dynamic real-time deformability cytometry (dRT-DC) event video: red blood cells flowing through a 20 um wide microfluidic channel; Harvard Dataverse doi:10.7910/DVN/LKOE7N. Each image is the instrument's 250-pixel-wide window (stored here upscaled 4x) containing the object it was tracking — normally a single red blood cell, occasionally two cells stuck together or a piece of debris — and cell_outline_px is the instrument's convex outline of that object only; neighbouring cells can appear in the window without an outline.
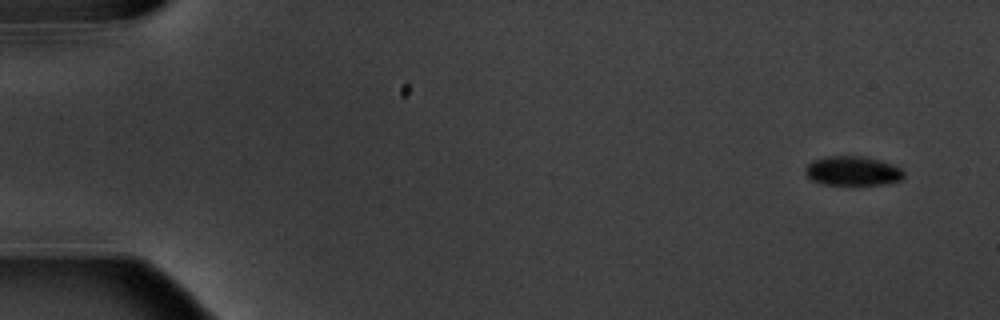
{"species": "common noctule bat (a hibernating species)", "species_latin": "Nyctalus noctula", "temperature_condition": "warm", "stored_images_in_passage": 4, "camera_frame_rate_fps": 3000, "um_per_image_px": 0.085, "animal": {"sex": "male", "body_mass_g": 20.1, "forearm_length_mm": 53.5}, "frame": {"image": 1, "passage_image": 1, "time_ms": 0.0, "image_size_px": [1000, 320], "cell_outline_px": [[904, 176], [900, 180], [880, 184], [824, 184], [812, 180], [804, 172], [804, 168], [812, 160], [828, 156], [860, 156], [892, 164], [900, 168], [904, 172]], "centroid_in_image_um": [72.43, 14.52], "position_along_channel_um": 12.6, "area_um2": 16.53}}
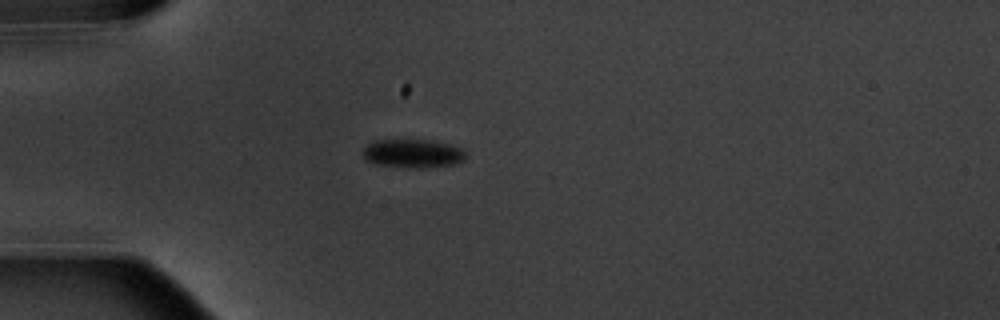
{"frame": {"image": 2, "passage_image": 4, "time_ms": 4.333, "image_size_px": [1000, 320], "cell_outline_px": [[464, 156], [460, 160], [452, 164], [420, 168], [416, 168], [376, 164], [364, 160], [364, 148], [372, 140], [432, 140], [448, 144], [460, 148], [464, 152]], "centroid_in_image_um": [35.01, 13.03], "position_along_channel_um": 50.0, "area_um2": 16.76}}